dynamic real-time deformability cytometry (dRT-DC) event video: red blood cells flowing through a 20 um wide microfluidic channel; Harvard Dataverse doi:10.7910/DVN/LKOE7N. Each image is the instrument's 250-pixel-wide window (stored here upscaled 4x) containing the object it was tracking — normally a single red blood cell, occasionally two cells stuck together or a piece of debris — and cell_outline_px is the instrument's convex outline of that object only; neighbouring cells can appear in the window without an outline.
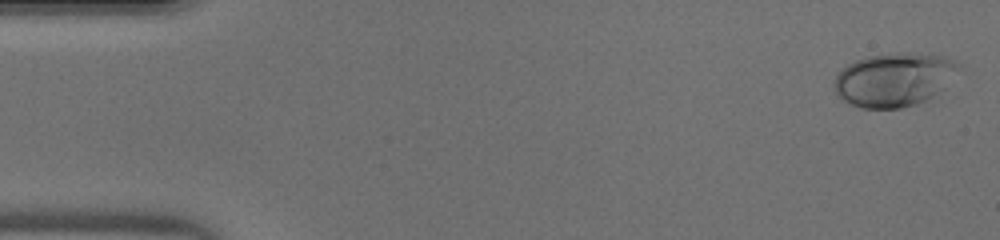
{"species": "human", "species_latin": "Homo sapiens", "temperature_condition": "warm", "stored_images_in_passage": 46, "camera_frame_rate_fps": 3000, "um_per_image_px": 0.085, "donor": {"sex": "male"}, "frame": {"image": 1, "passage_image": 1, "time_ms": 0.0, "image_size_px": [1000, 240], "cell_outline_px": [[960, 68], [944, 88], [928, 100], [916, 104], [900, 108], [860, 108], [848, 104], [836, 96], [832, 88], [836, 76], [848, 64], [856, 60], [868, 56], [900, 52], [908, 52], [944, 56], [960, 64]], "centroid_in_image_um": [75.97, 6.78], "position_along_channel_um": 9.0, "area_um2": 39.19}}
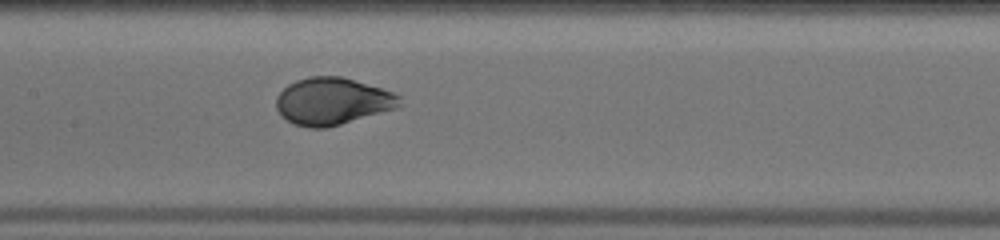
{"frame": {"image": 2, "passage_image": 22, "time_ms": 7.0, "image_size_px": [1000, 240], "cell_outline_px": [[400, 104], [396, 108], [340, 124], [324, 128], [308, 128], [296, 124], [288, 120], [276, 108], [276, 96], [288, 84], [296, 80], [308, 76], [340, 76], [396, 92], [400, 96]], "centroid_in_image_um": [28.25, 8.59], "position_along_channel_um": 179.1, "area_um2": 33.64}}
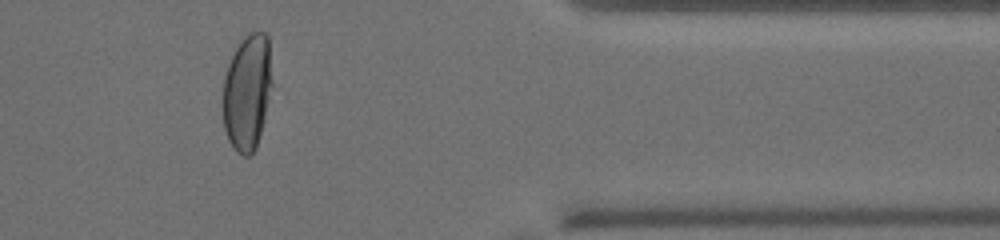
{"frame": {"image": 3, "passage_image": 38, "time_ms": 12.333, "image_size_px": [1000, 240], "cell_outline_px": [[272, 84], [264, 120], [256, 148], [248, 156], [244, 156], [236, 152], [228, 140], [224, 128], [224, 76], [228, 64], [240, 40], [244, 36], [252, 32], [264, 32], [268, 36], [272, 80]], "centroid_in_image_um": [21.02, 7.82], "position_along_channel_um": 390.4, "area_um2": 33.12}}